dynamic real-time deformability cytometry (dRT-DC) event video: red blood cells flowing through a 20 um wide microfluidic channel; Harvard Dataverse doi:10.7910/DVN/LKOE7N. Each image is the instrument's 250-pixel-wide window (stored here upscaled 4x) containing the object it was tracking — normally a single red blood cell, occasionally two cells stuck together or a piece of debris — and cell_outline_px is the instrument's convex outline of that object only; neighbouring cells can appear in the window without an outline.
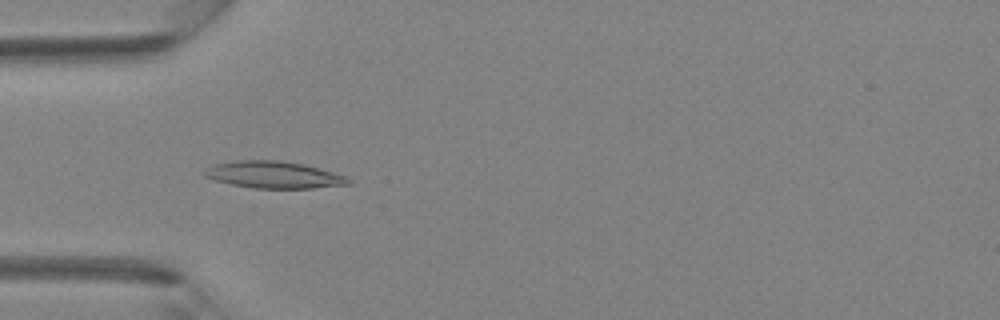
{"species": "Egyptian fruit bat (a non-hibernating species)", "species_latin": "Rousettus aegyptiacus", "temperature_condition": "room temperature", "stored_images_in_passage": 44, "camera_frame_rate_fps": 3000, "um_per_image_px": 0.085, "animal": {"sex": "female"}, "frame": {"image": 1, "passage_image": 14, "time_ms": 4.333, "image_size_px": [1000, 320], "cell_outline_px": [[352, 184], [312, 188], [252, 188], [232, 184], [216, 180], [204, 176], [200, 172], [212, 164], [236, 160], [280, 160], [304, 164], [348, 176], [352, 180]], "centroid_in_image_um": [23.27, 14.85], "position_along_channel_um": 61.7, "area_um2": 22.83}}
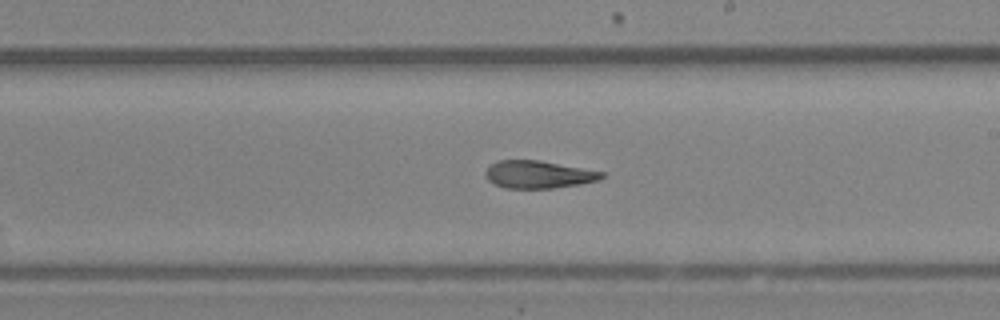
{"frame": {"image": 2, "passage_image": 26, "time_ms": 8.333, "image_size_px": [1000, 320], "cell_outline_px": [[604, 176], [600, 180], [580, 184], [552, 188], [504, 188], [488, 180], [484, 176], [484, 172], [496, 160], [540, 160], [604, 172]], "centroid_in_image_um": [45.76, 14.83], "position_along_channel_um": 243.2, "area_um2": 18.67}}
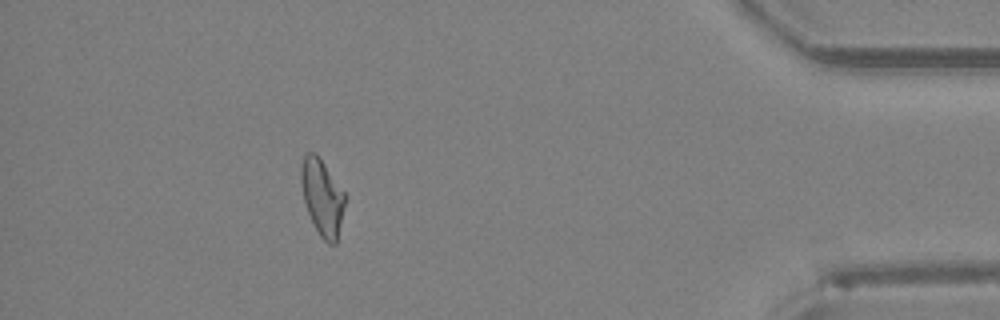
{"frame": {"image": 3, "passage_image": 40, "time_ms": 13.0, "image_size_px": [1000, 320], "cell_outline_px": [[344, 204], [336, 244], [328, 244], [320, 236], [308, 212], [304, 200], [300, 180], [300, 168], [304, 156], [308, 152], [316, 152], [344, 192]], "centroid_in_image_um": [27.36, 16.74], "position_along_channel_um": 407.8, "area_um2": 19.07}}